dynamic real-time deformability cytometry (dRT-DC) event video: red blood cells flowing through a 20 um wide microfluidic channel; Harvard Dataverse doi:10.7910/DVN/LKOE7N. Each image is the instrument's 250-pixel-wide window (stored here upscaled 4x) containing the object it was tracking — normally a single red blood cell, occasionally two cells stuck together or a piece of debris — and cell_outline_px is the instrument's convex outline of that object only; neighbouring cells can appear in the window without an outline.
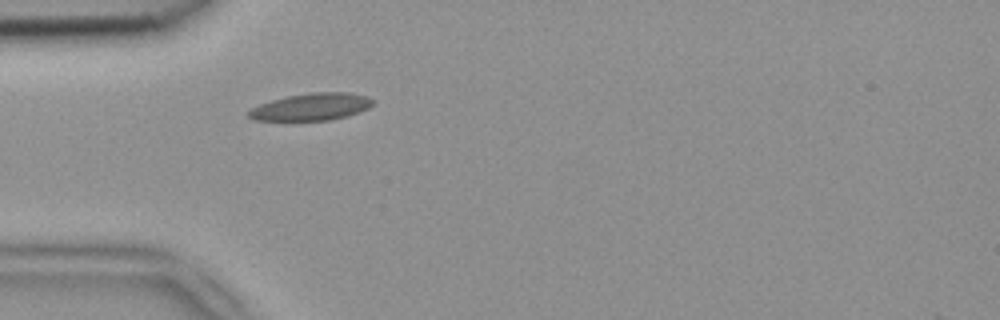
{"species": "common noctule bat (a hibernating species)", "species_latin": "Nyctalus noctula", "temperature_condition": "room temperature", "stored_images_in_passage": 3, "camera_frame_rate_fps": 3000, "um_per_image_px": 0.085, "animal": {"sex": "female", "body_mass_g": 18.4}, "frame": {"image": 1, "passage_image": 3, "time_ms": 0.667, "image_size_px": [1000, 320], "cell_outline_px": [[376, 100], [368, 108], [360, 112], [348, 116], [332, 120], [256, 120], [248, 116], [248, 112], [252, 108], [260, 104], [272, 100], [288, 96], [312, 92], [348, 92], [368, 96]], "centroid_in_image_um": [26.53, 9.07], "position_along_channel_um": 58.5, "area_um2": 19.65}}